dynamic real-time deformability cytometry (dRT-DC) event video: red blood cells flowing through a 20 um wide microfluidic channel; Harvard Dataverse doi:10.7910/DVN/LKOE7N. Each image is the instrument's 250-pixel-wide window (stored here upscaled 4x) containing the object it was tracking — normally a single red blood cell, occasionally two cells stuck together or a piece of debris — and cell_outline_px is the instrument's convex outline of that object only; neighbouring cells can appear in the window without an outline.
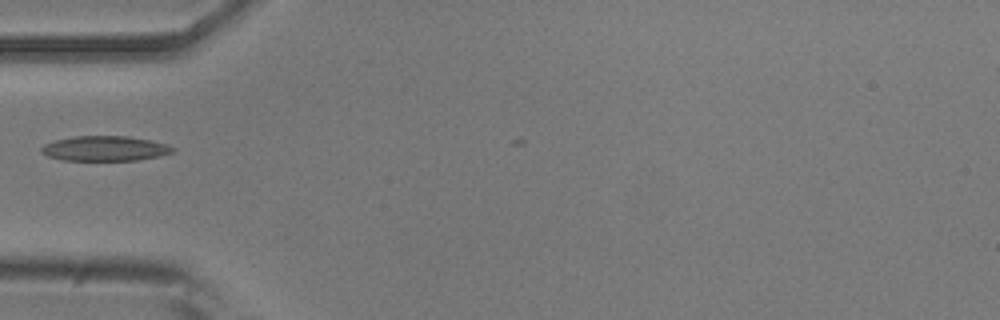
{"species": "common noctule bat (a hibernating species)", "species_latin": "Nyctalus noctula", "temperature_condition": "room temperature", "stored_images_in_passage": 2, "camera_frame_rate_fps": 3000, "um_per_image_px": 0.085, "animal": {"sex": "male", "body_mass_g": 20.5, "forearm_length_mm": 52.5}, "frame": {"image": 1, "passage_image": 1, "time_ms": 0.0, "image_size_px": [1000, 320], "cell_outline_px": [[176, 148], [172, 152], [160, 156], [136, 160], [64, 160], [48, 156], [40, 152], [40, 148], [44, 144], [56, 140], [76, 136], [128, 136], [152, 140], [168, 144]], "centroid_in_image_um": [8.94, 12.61], "position_along_channel_um": 76.1, "area_um2": 19.13}}